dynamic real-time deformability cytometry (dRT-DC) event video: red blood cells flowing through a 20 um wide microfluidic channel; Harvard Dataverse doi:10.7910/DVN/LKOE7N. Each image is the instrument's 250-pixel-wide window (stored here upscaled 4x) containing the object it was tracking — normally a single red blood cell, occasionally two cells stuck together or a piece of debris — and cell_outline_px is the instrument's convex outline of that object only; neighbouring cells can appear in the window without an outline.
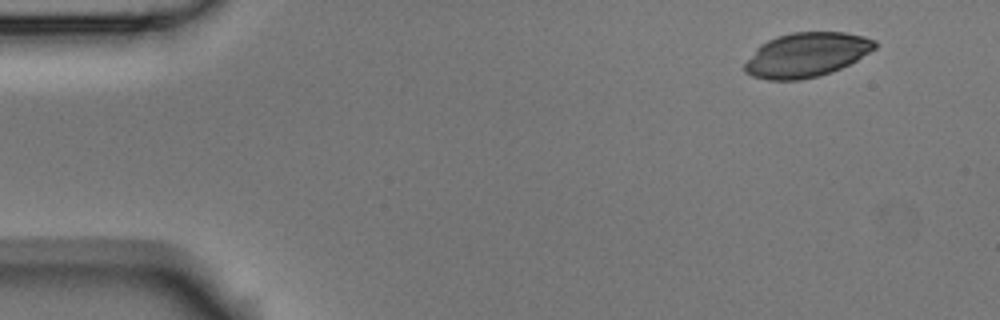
{"species": "Egyptian fruit bat (a non-hibernating species)", "species_latin": "Rousettus aegyptiacus", "temperature_condition": "room temperature", "stored_images_in_passage": 4, "camera_frame_rate_fps": 3000, "um_per_image_px": 0.085, "animal": {"sex": "male"}, "frame": {"image": 1, "passage_image": 1, "time_ms": 0.0, "image_size_px": [1000, 320], "cell_outline_px": [[876, 48], [856, 60], [832, 72], [800, 80], [768, 80], [752, 76], [744, 72], [744, 64], [756, 48], [760, 44], [776, 36], [792, 32], [844, 32], [864, 36], [876, 40]], "centroid_in_image_um": [68.53, 4.66], "position_along_channel_um": 16.5, "area_um2": 33.64}}